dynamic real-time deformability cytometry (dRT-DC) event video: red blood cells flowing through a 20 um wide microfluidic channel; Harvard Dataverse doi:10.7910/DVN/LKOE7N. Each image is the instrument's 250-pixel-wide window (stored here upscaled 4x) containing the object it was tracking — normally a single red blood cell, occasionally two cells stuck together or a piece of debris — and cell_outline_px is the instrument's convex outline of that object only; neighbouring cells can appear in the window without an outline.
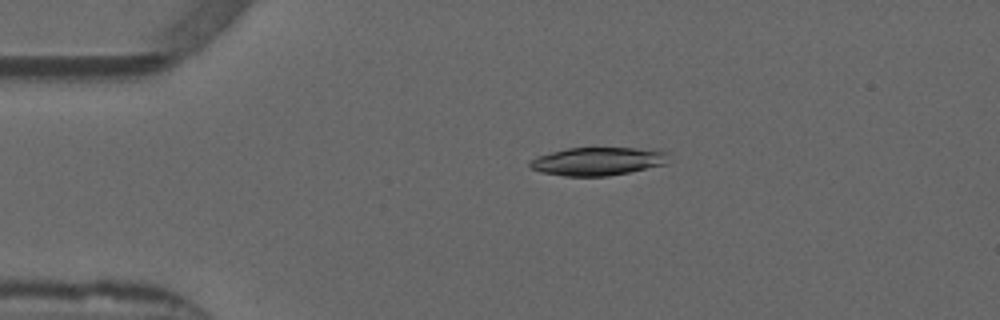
{"species": "common noctule bat (a hibernating species)", "species_latin": "Nyctalus noctula", "temperature_condition": "warm", "stored_images_in_passage": 53, "camera_frame_rate_fps": 3000, "um_per_image_px": 0.085, "animal": {"sex": "male", "forearm_length_mm": 52.5}, "frame": {"image": 1, "passage_image": 11, "time_ms": 3.333, "image_size_px": [1000, 320], "cell_outline_px": [[664, 164], [628, 172], [608, 176], [564, 176], [540, 172], [528, 168], [528, 160], [536, 156], [568, 148], [660, 148], [664, 152]], "centroid_in_image_um": [50.7, 13.7], "position_along_channel_um": 34.3, "area_um2": 22.72}}
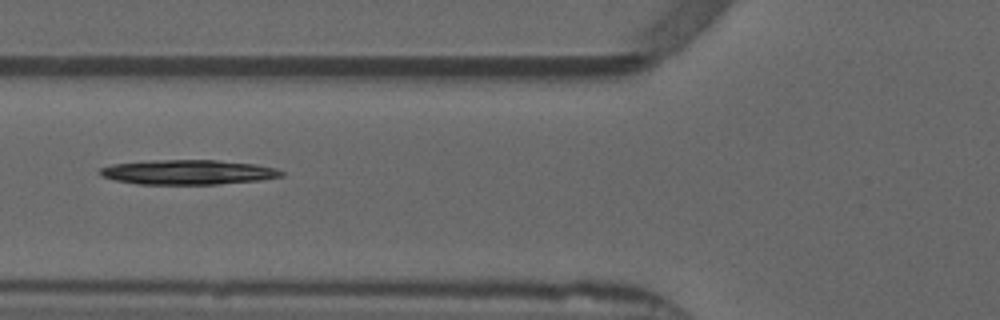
{"frame": {"image": 2, "passage_image": 20, "time_ms": 6.333, "image_size_px": [1000, 320], "cell_outline_px": [[284, 176], [260, 180], [220, 184], [136, 184], [116, 180], [100, 176], [96, 172], [100, 168], [112, 164], [152, 160], [216, 160], [256, 164], [276, 168], [284, 172]], "centroid_in_image_um": [15.96, 14.63], "position_along_channel_um": 109.8, "area_um2": 26.3}}
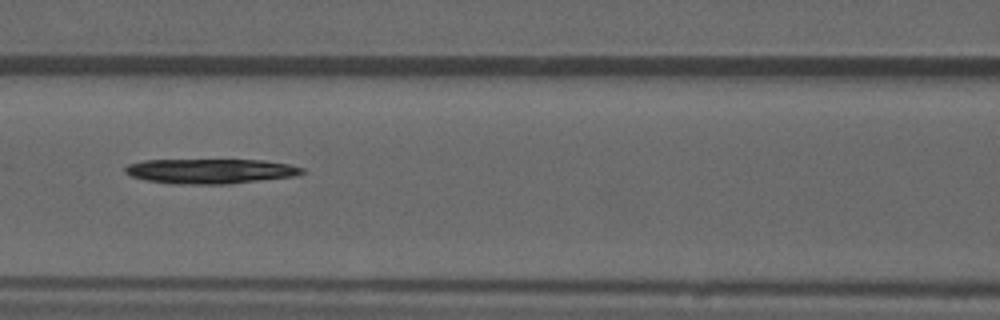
{"frame": {"image": 3, "passage_image": 23, "time_ms": 7.333, "image_size_px": [1000, 320], "cell_outline_px": [[304, 172], [296, 176], [228, 184], [176, 184], [144, 180], [132, 176], [124, 172], [124, 168], [128, 164], [144, 160], [264, 160], [288, 164], [304, 168]], "centroid_in_image_um": [17.87, 14.55], "position_along_channel_um": 148.7, "area_um2": 25.66}, "authors_computed_cell_mechanics": {"area_um2": 25.5476, "velocity_mm_per_s": 3.8706, "shape_relaxation_time_tau1_ms": 1.4244, "shape_relaxation_time_tau2_ms": null, "deformation_change_tau1": 0.0547, "deformation_change_tau2": null}}